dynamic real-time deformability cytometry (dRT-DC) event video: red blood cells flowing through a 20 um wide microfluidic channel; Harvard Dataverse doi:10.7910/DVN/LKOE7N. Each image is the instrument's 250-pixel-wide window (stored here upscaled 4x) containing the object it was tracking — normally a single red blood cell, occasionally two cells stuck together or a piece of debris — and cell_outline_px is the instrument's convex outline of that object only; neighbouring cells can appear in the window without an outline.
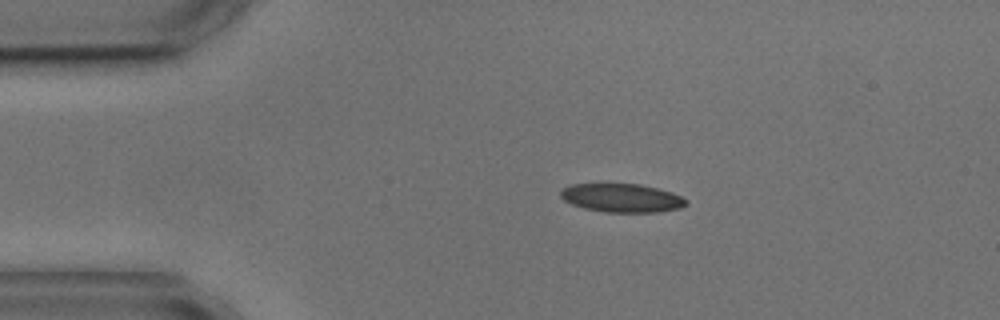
{"species": "common noctule bat (a hibernating species)", "species_latin": "Nyctalus noctula", "temperature_condition": "cold", "stored_images_in_passage": 5, "camera_frame_rate_fps": 3000, "um_per_image_px": 0.085, "animal": {"sex": "male", "body_mass_g": 17.9, "forearm_length_mm": 54.2}, "frame": {"image": 1, "passage_image": 2, "time_ms": 1.333, "image_size_px": [1000, 320], "cell_outline_px": [[688, 204], [680, 208], [656, 212], [604, 212], [584, 208], [572, 204], [564, 200], [560, 196], [560, 192], [564, 188], [572, 184], [640, 184], [672, 192], [688, 200]], "centroid_in_image_um": [52.87, 16.83], "position_along_channel_um": 32.1, "area_um2": 20.81}}
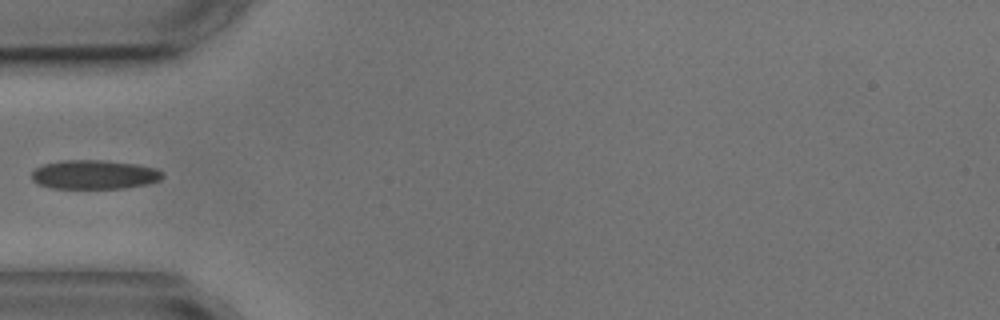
{"frame": {"image": 2, "passage_image": 4, "time_ms": 3.667, "image_size_px": [1000, 320], "cell_outline_px": [[164, 176], [160, 180], [144, 184], [124, 188], [52, 188], [36, 184], [32, 180], [32, 172], [36, 168], [44, 164], [64, 160], [104, 160], [136, 164], [156, 168], [164, 172]], "centroid_in_image_um": [8.01, 14.84], "position_along_channel_um": 77.0, "area_um2": 22.2}}